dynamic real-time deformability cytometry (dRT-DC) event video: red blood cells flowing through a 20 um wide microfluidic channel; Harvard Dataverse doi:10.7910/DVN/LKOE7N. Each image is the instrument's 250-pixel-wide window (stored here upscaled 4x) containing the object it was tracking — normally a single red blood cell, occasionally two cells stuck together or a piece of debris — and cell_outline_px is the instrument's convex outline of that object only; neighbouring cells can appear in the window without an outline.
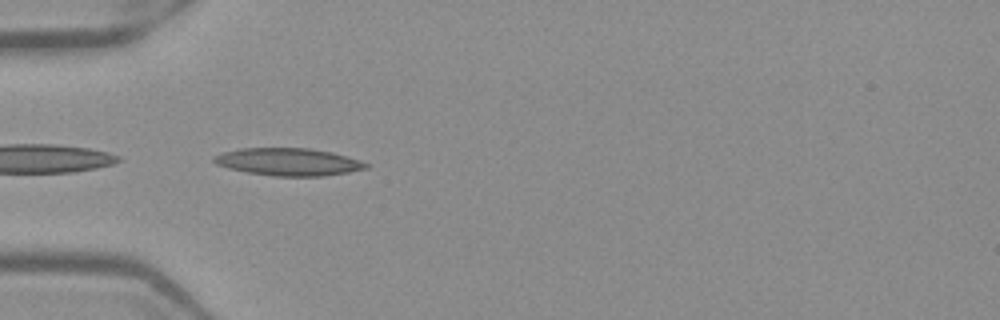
{"species": "Egyptian fruit bat (a non-hibernating species)", "species_latin": "Rousettus aegyptiacus", "temperature_condition": "warm", "stored_images_in_passage": 33, "camera_frame_rate_fps": 3000, "um_per_image_px": 0.085, "frame": {"image": 1, "passage_image": 1, "time_ms": 0.0, "image_size_px": [1000, 320], "cell_outline_px": [[368, 168], [348, 172], [324, 176], [272, 176], [248, 172], [228, 168], [216, 164], [212, 160], [212, 156], [224, 152], [240, 148], [308, 148], [332, 152], [360, 160], [368, 164]], "centroid_in_image_um": [24.5, 13.76], "position_along_channel_um": 60.5, "area_um2": 24.33}}
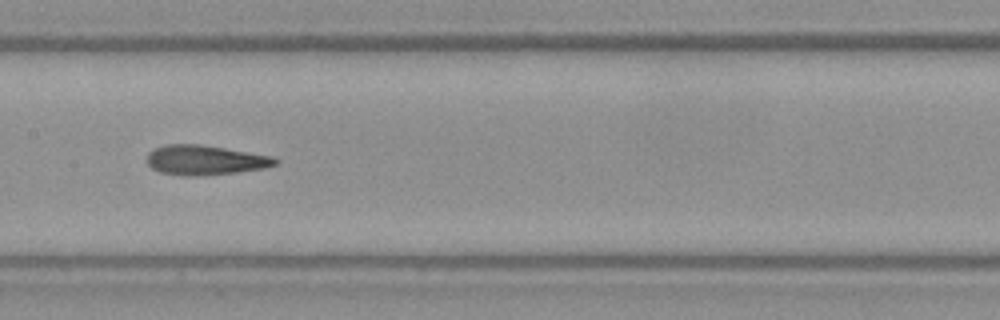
{"frame": {"image": 2, "passage_image": 11, "time_ms": 3.333, "image_size_px": [1000, 320], "cell_outline_px": [[280, 164], [264, 168], [236, 172], [196, 176], [184, 176], [160, 172], [152, 168], [148, 164], [148, 152], [152, 148], [164, 144], [200, 144], [272, 156], [280, 160]], "centroid_in_image_um": [17.43, 13.6], "position_along_channel_um": 190.0, "area_um2": 22.31}}
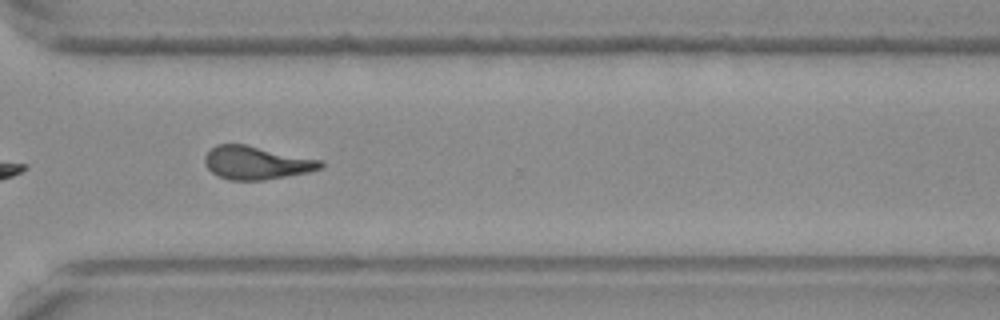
{"frame": {"image": 3, "passage_image": 23, "time_ms": 7.333, "image_size_px": [1000, 320], "cell_outline_px": [[324, 168], [308, 172], [264, 180], [228, 180], [212, 172], [204, 164], [204, 156], [216, 144], [244, 144], [324, 160]], "centroid_in_image_um": [21.83, 13.83], "position_along_channel_um": 348.8, "area_um2": 22.48}, "authors_computed_cell_mechanics": {"area_um2": 22.1952, "velocity_mm_per_s": 3.9783, "shape_relaxation_time_tau1_ms": 6.652, "shape_relaxation_time_tau2_ms": 1.5054, "deformation_change_tau1": 0.2219, "deformation_change_tau2": 0.1175}}